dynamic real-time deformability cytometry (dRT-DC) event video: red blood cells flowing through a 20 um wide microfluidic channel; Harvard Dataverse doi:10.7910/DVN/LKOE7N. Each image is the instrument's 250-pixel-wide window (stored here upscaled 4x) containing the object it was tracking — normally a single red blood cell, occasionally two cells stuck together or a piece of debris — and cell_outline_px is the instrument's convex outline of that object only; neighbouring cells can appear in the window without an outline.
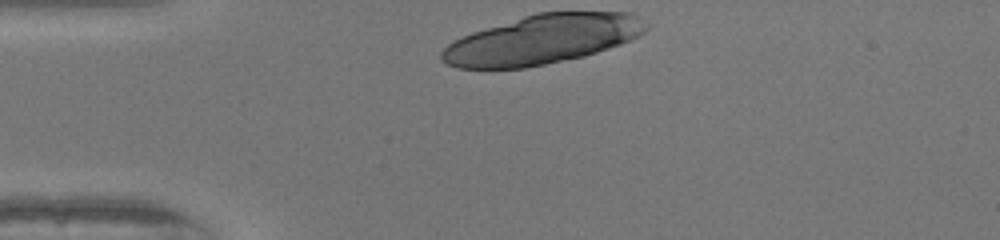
{"species": "human", "species_latin": "Homo sapiens", "temperature_condition": "warm", "stored_images_in_passage": 8, "camera_frame_rate_fps": 3000, "um_per_image_px": 0.085, "donor": {"sex": "female"}, "frame": {"image": 1, "passage_image": 1, "time_ms": 0.0, "image_size_px": [1000, 240], "cell_outline_px": [[652, 24], [644, 32], [620, 44], [584, 56], [524, 68], [456, 68], [440, 60], [440, 52], [448, 44], [472, 32], [536, 12], [632, 12]], "centroid_in_image_um": [46.12, 3.34], "position_along_channel_um": 38.9, "area_um2": 58.44}}